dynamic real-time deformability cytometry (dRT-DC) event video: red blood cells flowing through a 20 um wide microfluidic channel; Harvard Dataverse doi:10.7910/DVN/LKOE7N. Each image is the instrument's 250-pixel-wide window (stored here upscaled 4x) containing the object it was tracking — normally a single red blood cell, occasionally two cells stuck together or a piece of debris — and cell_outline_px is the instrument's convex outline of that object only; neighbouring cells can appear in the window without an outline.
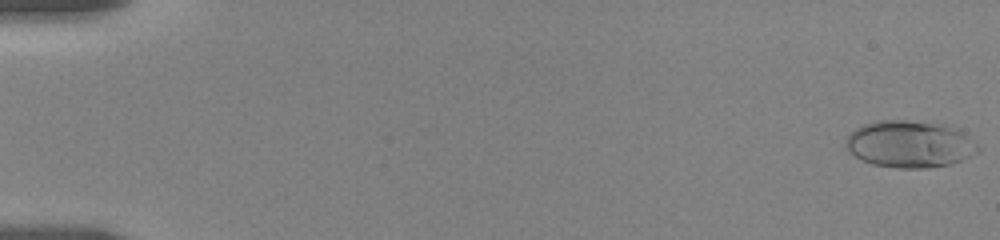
{"species": "human", "species_latin": "Homo sapiens", "temperature_condition": "room temperature", "stored_images_in_passage": 36, "camera_frame_rate_fps": 3000, "um_per_image_px": 0.085, "donor": {"sex": "female"}, "frame": {"image": 1, "passage_image": 1, "time_ms": 0.0, "image_size_px": [1000, 240], "cell_outline_px": [[980, 152], [960, 160], [948, 164], [928, 168], [896, 168], [872, 164], [848, 152], [844, 144], [848, 136], [856, 128], [864, 124], [880, 120], [908, 120], [944, 124], [956, 128], [976, 144], [980, 148]], "centroid_in_image_um": [77.31, 12.25], "position_along_channel_um": 7.7, "area_um2": 36.01}}
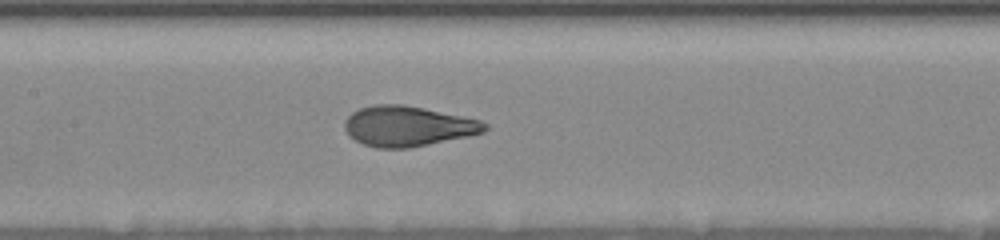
{"frame": {"image": 2, "passage_image": 18, "time_ms": 9.333, "image_size_px": [1000, 240], "cell_outline_px": [[488, 128], [484, 132], [468, 136], [408, 148], [376, 148], [364, 144], [348, 136], [344, 128], [344, 120], [352, 112], [360, 108], [372, 104], [404, 104], [424, 108], [480, 120], [488, 124]], "centroid_in_image_um": [34.63, 10.72], "position_along_channel_um": 172.8, "area_um2": 32.89}}
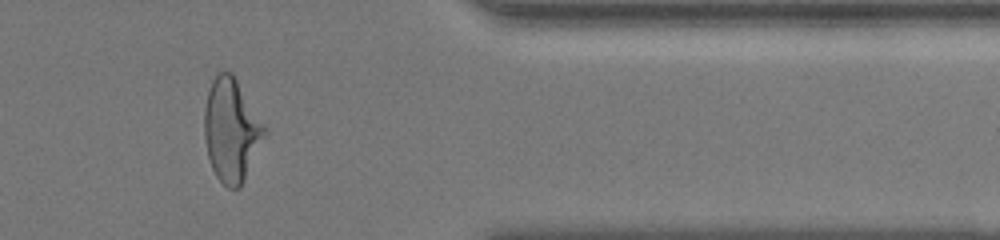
{"frame": {"image": 3, "passage_image": 31, "time_ms": 16.0, "image_size_px": [1000, 240], "cell_outline_px": [[264, 136], [244, 180], [240, 188], [228, 188], [216, 176], [212, 168], [208, 156], [204, 136], [204, 108], [208, 92], [212, 80], [220, 72], [232, 72], [264, 128]], "centroid_in_image_um": [19.6, 11.08], "position_along_channel_um": 391.8, "area_um2": 34.97}, "authors_computed_cell_mechanics": {"area_um2": 33.0038, "velocity_mm_per_s": 3.5151, "shape_relaxation_time_tau1_ms": 4.0611, "shape_relaxation_time_tau2_ms": null, "deformation_change_tau1": 0.2017, "deformation_change_tau2": null}}